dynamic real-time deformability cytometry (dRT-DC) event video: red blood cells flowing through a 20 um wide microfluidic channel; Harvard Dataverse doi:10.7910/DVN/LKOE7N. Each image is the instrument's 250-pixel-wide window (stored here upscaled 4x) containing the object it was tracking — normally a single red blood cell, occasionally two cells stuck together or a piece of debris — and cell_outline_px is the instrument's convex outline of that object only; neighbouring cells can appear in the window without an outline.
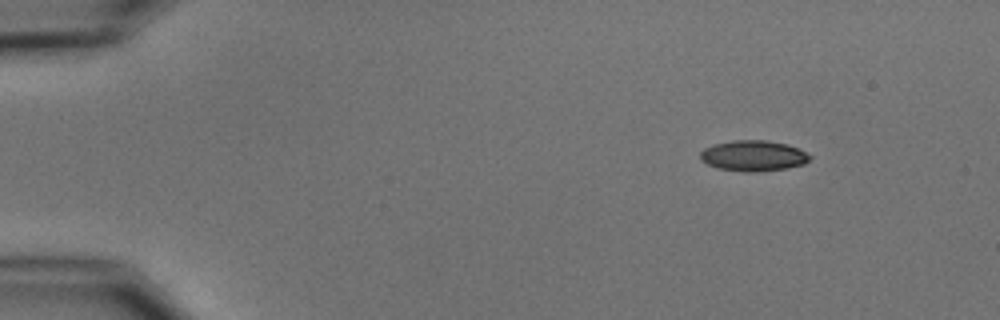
{"species": "common noctule bat (a hibernating species)", "species_latin": "Nyctalus noctula", "temperature_condition": "cold", "stored_images_in_passage": 4, "camera_frame_rate_fps": 3000, "um_per_image_px": 0.085, "animal": {"sex": "male", "body_mass_g": 15.6}, "frame": {"image": 1, "passage_image": 1, "time_ms": 0.0, "image_size_px": [1000, 320], "cell_outline_px": [[812, 156], [804, 164], [784, 168], [756, 172], [744, 172], [716, 168], [700, 160], [700, 152], [704, 148], [712, 144], [732, 140], [768, 140], [788, 144]], "centroid_in_image_um": [63.98, 13.23], "position_along_channel_um": 21.0, "area_um2": 19.65}}
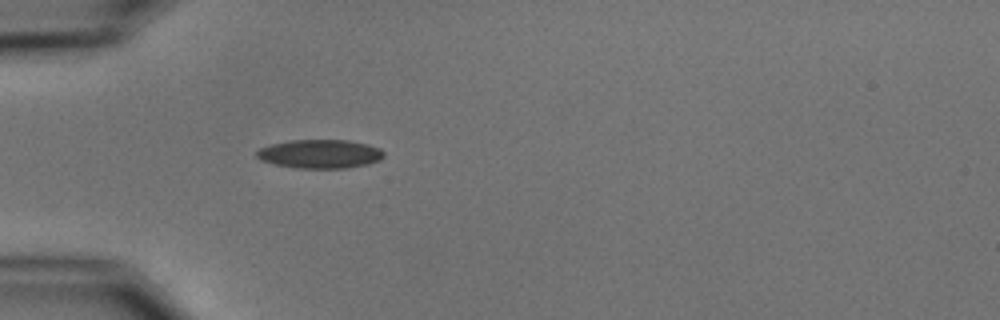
{"frame": {"image": 2, "passage_image": 4, "time_ms": 3.333, "image_size_px": [1000, 320], "cell_outline_px": [[384, 156], [380, 160], [368, 164], [348, 168], [296, 168], [276, 164], [260, 160], [256, 156], [256, 152], [260, 148], [272, 144], [288, 140], [348, 140], [368, 144], [380, 148], [384, 152]], "centroid_in_image_um": [27.22, 13.08], "position_along_channel_um": 57.8, "area_um2": 21.39}}